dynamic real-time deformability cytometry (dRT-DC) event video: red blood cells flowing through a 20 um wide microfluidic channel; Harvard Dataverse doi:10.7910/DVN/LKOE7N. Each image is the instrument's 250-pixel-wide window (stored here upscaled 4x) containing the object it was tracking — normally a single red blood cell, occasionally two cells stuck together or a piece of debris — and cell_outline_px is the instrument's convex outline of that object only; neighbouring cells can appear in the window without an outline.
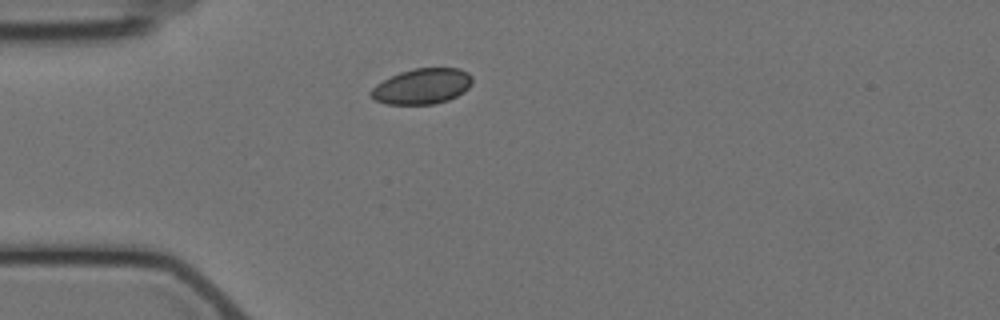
{"species": "Egyptian fruit bat (a non-hibernating species)", "species_latin": "Rousettus aegyptiacus", "temperature_condition": "cold", "stored_images_in_passage": 4, "camera_frame_rate_fps": 3000, "um_per_image_px": 0.085, "animal": {"sex": "female"}, "frame": {"image": 1, "passage_image": 1, "time_ms": 0.0, "image_size_px": [1000, 320], "cell_outline_px": [[472, 84], [464, 92], [448, 100], [432, 104], [388, 104], [376, 100], [368, 96], [368, 92], [376, 84], [400, 72], [412, 68], [460, 68], [468, 72], [472, 76]], "centroid_in_image_um": [35.88, 7.33], "position_along_channel_um": 49.1, "area_um2": 21.1}}
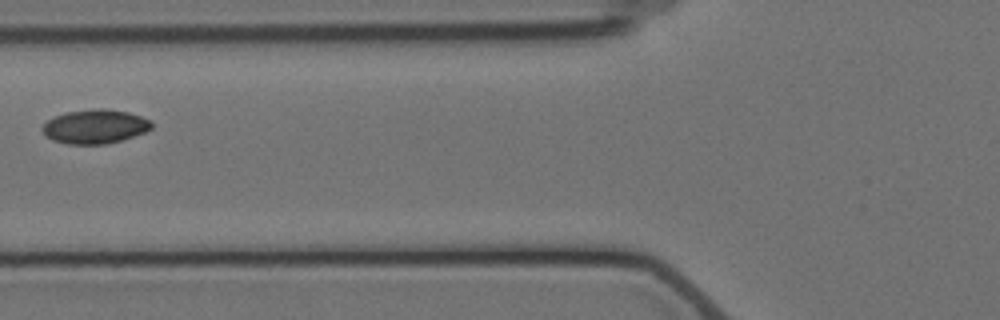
{"frame": {"image": 2, "passage_image": 3, "time_ms": 2.333, "image_size_px": [1000, 320], "cell_outline_px": [[152, 128], [144, 132], [120, 140], [104, 144], [68, 144], [52, 140], [40, 128], [48, 120], [56, 116], [68, 112], [92, 108], [104, 108], [128, 112], [152, 120]], "centroid_in_image_um": [8.08, 10.74], "position_along_channel_um": 117.7, "area_um2": 21.5}}
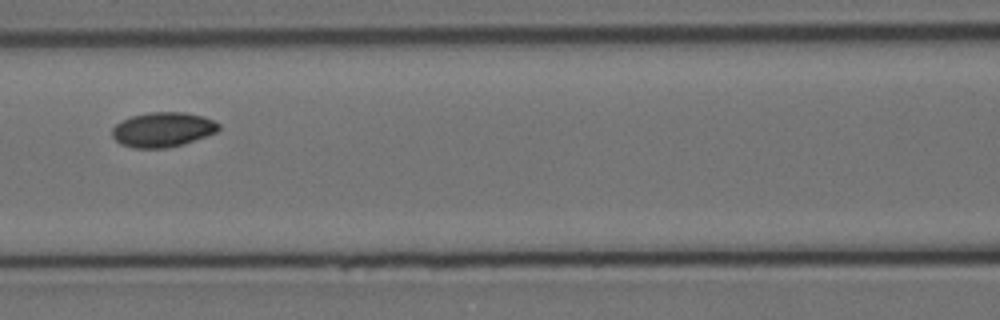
{"frame": {"image": 3, "passage_image": 4, "time_ms": 3.333, "image_size_px": [1000, 320], "cell_outline_px": [[220, 128], [216, 132], [184, 144], [164, 148], [136, 148], [120, 144], [112, 136], [112, 128], [116, 124], [132, 116], [148, 112], [184, 112], [204, 116], [220, 124]], "centroid_in_image_um": [13.84, 11.01], "position_along_channel_um": 152.8, "area_um2": 21.5}}